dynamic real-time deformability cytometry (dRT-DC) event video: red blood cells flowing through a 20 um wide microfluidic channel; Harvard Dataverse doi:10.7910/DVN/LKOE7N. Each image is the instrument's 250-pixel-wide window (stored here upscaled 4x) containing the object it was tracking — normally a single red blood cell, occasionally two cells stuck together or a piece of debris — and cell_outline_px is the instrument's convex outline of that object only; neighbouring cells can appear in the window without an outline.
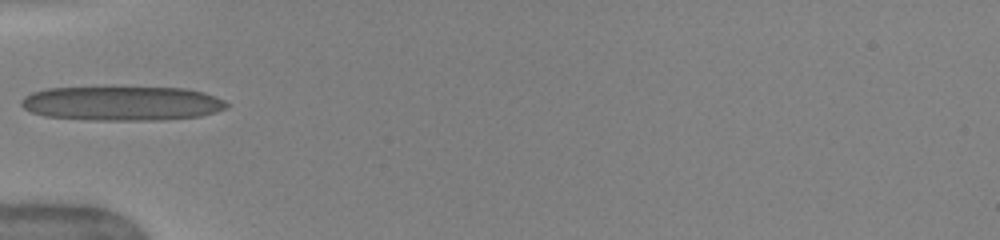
{"species": "human", "species_latin": "Homo sapiens", "temperature_condition": "warm", "stored_images_in_passage": 3, "camera_frame_rate_fps": 3000, "um_per_image_px": 0.085, "donor": {"sex": "female"}, "frame": {"image": 1, "passage_image": 1, "time_ms": 0.0, "image_size_px": [1000, 240], "cell_outline_px": [[232, 104], [228, 108], [216, 112], [200, 116], [160, 120], [96, 120], [48, 116], [32, 112], [24, 108], [20, 104], [20, 100], [32, 92], [48, 88], [184, 88], [204, 92], [224, 100]], "centroid_in_image_um": [10.43, 8.79], "position_along_channel_um": 74.6, "area_um2": 40.92}}